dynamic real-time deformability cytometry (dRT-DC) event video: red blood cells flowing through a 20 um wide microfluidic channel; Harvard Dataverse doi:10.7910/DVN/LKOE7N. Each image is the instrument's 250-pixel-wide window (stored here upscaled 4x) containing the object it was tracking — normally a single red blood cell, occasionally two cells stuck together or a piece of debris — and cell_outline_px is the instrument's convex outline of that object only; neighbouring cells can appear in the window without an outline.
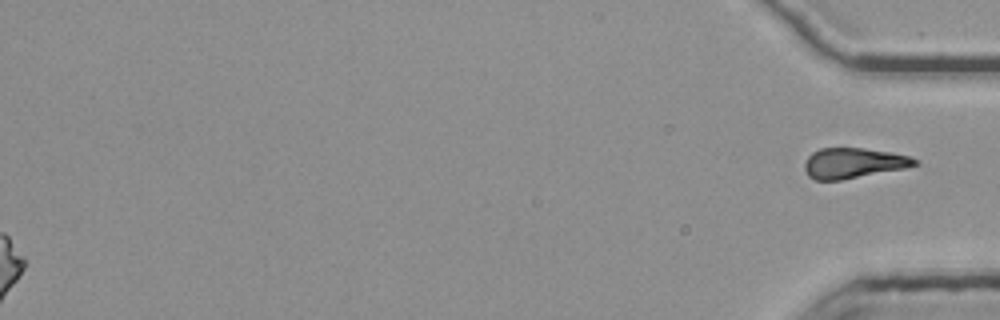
{"species": "common noctule bat (a hibernating species)", "species_latin": "Nyctalus noctula", "temperature_condition": "room temperature", "stored_images_in_passage": 47, "segment_of_instrument_passage": [2, 2], "camera_frame_rate_fps": 3000, "um_per_image_px": 0.085, "animal": {"sex": "female", "body_mass_g": 25.1}, "frame": {"image": 1, "passage_image": 47, "time_ms": 15.333, "image_size_px": [1000, 320], "cell_outline_px": [[920, 164], [904, 168], [840, 180], [812, 180], [808, 176], [804, 168], [804, 164], [808, 156], [812, 152], [820, 148], [864, 148], [892, 152], [912, 156]], "centroid_in_image_um": [72.53, 13.85], "position_along_channel_um": 362.7, "area_um2": 19.54}}